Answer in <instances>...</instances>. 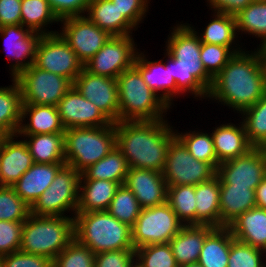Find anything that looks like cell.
Listing matches in <instances>:
<instances>
[{"label": "cell", "instance_id": "6da1fadb", "mask_svg": "<svg viewBox=\"0 0 266 267\" xmlns=\"http://www.w3.org/2000/svg\"><path fill=\"white\" fill-rule=\"evenodd\" d=\"M165 120L119 121L115 123L116 146L129 168L163 172L170 142L176 132Z\"/></svg>", "mask_w": 266, "mask_h": 267}, {"label": "cell", "instance_id": "7a4b0ae2", "mask_svg": "<svg viewBox=\"0 0 266 267\" xmlns=\"http://www.w3.org/2000/svg\"><path fill=\"white\" fill-rule=\"evenodd\" d=\"M242 51V52H241ZM266 94L265 80L258 51L235 53L213 78L208 97L224 102L242 112Z\"/></svg>", "mask_w": 266, "mask_h": 267}, {"label": "cell", "instance_id": "3957f363", "mask_svg": "<svg viewBox=\"0 0 266 267\" xmlns=\"http://www.w3.org/2000/svg\"><path fill=\"white\" fill-rule=\"evenodd\" d=\"M194 30L186 24L173 29L166 46L170 60L167 63L177 84V94L189 91L197 97L208 98L213 78L206 72L201 61L202 43Z\"/></svg>", "mask_w": 266, "mask_h": 267}, {"label": "cell", "instance_id": "277c9868", "mask_svg": "<svg viewBox=\"0 0 266 267\" xmlns=\"http://www.w3.org/2000/svg\"><path fill=\"white\" fill-rule=\"evenodd\" d=\"M73 218L75 239L94 254L134 249L131 227L108 211L77 212Z\"/></svg>", "mask_w": 266, "mask_h": 267}, {"label": "cell", "instance_id": "5b68a950", "mask_svg": "<svg viewBox=\"0 0 266 267\" xmlns=\"http://www.w3.org/2000/svg\"><path fill=\"white\" fill-rule=\"evenodd\" d=\"M74 238V218L30 214L23 224L20 251L54 260Z\"/></svg>", "mask_w": 266, "mask_h": 267}, {"label": "cell", "instance_id": "8992f818", "mask_svg": "<svg viewBox=\"0 0 266 267\" xmlns=\"http://www.w3.org/2000/svg\"><path fill=\"white\" fill-rule=\"evenodd\" d=\"M119 121L162 120L169 106L151 90L133 65L117 77Z\"/></svg>", "mask_w": 266, "mask_h": 267}, {"label": "cell", "instance_id": "52a82bcc", "mask_svg": "<svg viewBox=\"0 0 266 267\" xmlns=\"http://www.w3.org/2000/svg\"><path fill=\"white\" fill-rule=\"evenodd\" d=\"M65 163L82 173L116 146L115 123L65 129Z\"/></svg>", "mask_w": 266, "mask_h": 267}, {"label": "cell", "instance_id": "ba28073f", "mask_svg": "<svg viewBox=\"0 0 266 267\" xmlns=\"http://www.w3.org/2000/svg\"><path fill=\"white\" fill-rule=\"evenodd\" d=\"M81 173L64 165L56 174L49 188L30 207V214L37 216H63L72 209L77 213Z\"/></svg>", "mask_w": 266, "mask_h": 267}, {"label": "cell", "instance_id": "9c48e42d", "mask_svg": "<svg viewBox=\"0 0 266 267\" xmlns=\"http://www.w3.org/2000/svg\"><path fill=\"white\" fill-rule=\"evenodd\" d=\"M184 225L177 218L168 202L154 207L142 208L131 228L133 248L169 243Z\"/></svg>", "mask_w": 266, "mask_h": 267}, {"label": "cell", "instance_id": "30bf717a", "mask_svg": "<svg viewBox=\"0 0 266 267\" xmlns=\"http://www.w3.org/2000/svg\"><path fill=\"white\" fill-rule=\"evenodd\" d=\"M22 104L57 107L59 101L73 87V82L60 75L48 72L32 64L17 77Z\"/></svg>", "mask_w": 266, "mask_h": 267}, {"label": "cell", "instance_id": "8fae6325", "mask_svg": "<svg viewBox=\"0 0 266 267\" xmlns=\"http://www.w3.org/2000/svg\"><path fill=\"white\" fill-rule=\"evenodd\" d=\"M216 173L211 163L196 160L177 137L170 142L162 172L168 186L197 185L212 179Z\"/></svg>", "mask_w": 266, "mask_h": 267}, {"label": "cell", "instance_id": "7c38bea8", "mask_svg": "<svg viewBox=\"0 0 266 267\" xmlns=\"http://www.w3.org/2000/svg\"><path fill=\"white\" fill-rule=\"evenodd\" d=\"M34 65L70 79L72 82L84 69L75 51L59 33L42 35L36 47Z\"/></svg>", "mask_w": 266, "mask_h": 267}, {"label": "cell", "instance_id": "4fadbf2b", "mask_svg": "<svg viewBox=\"0 0 266 267\" xmlns=\"http://www.w3.org/2000/svg\"><path fill=\"white\" fill-rule=\"evenodd\" d=\"M132 35L111 36L104 46L84 65L91 74L117 77L134 65L136 49Z\"/></svg>", "mask_w": 266, "mask_h": 267}, {"label": "cell", "instance_id": "5bb4252c", "mask_svg": "<svg viewBox=\"0 0 266 267\" xmlns=\"http://www.w3.org/2000/svg\"><path fill=\"white\" fill-rule=\"evenodd\" d=\"M216 175L220 185L255 190L266 176V154L261 147H253L245 155L220 163Z\"/></svg>", "mask_w": 266, "mask_h": 267}, {"label": "cell", "instance_id": "9a60e30c", "mask_svg": "<svg viewBox=\"0 0 266 267\" xmlns=\"http://www.w3.org/2000/svg\"><path fill=\"white\" fill-rule=\"evenodd\" d=\"M63 32L60 35L75 51L85 65L110 39L111 35L92 23L85 15L60 20Z\"/></svg>", "mask_w": 266, "mask_h": 267}, {"label": "cell", "instance_id": "2e32d148", "mask_svg": "<svg viewBox=\"0 0 266 267\" xmlns=\"http://www.w3.org/2000/svg\"><path fill=\"white\" fill-rule=\"evenodd\" d=\"M73 86L112 123L119 122V96L115 78L91 74L84 68L74 80Z\"/></svg>", "mask_w": 266, "mask_h": 267}, {"label": "cell", "instance_id": "e0dca14e", "mask_svg": "<svg viewBox=\"0 0 266 267\" xmlns=\"http://www.w3.org/2000/svg\"><path fill=\"white\" fill-rule=\"evenodd\" d=\"M57 109L65 129L112 124L102 111L81 95L74 86L59 101Z\"/></svg>", "mask_w": 266, "mask_h": 267}, {"label": "cell", "instance_id": "ac0fdd59", "mask_svg": "<svg viewBox=\"0 0 266 267\" xmlns=\"http://www.w3.org/2000/svg\"><path fill=\"white\" fill-rule=\"evenodd\" d=\"M124 185L133 192L141 208L167 202L168 185L162 172L129 168Z\"/></svg>", "mask_w": 266, "mask_h": 267}, {"label": "cell", "instance_id": "d6986e66", "mask_svg": "<svg viewBox=\"0 0 266 267\" xmlns=\"http://www.w3.org/2000/svg\"><path fill=\"white\" fill-rule=\"evenodd\" d=\"M0 34L4 37L8 55L17 60L12 66V77H17L22 71L28 69L35 61L36 47L41 34L30 31L23 25H7L0 27ZM4 44V45H5ZM28 58L29 60H24ZM26 61V62H25ZM24 62V63H23Z\"/></svg>", "mask_w": 266, "mask_h": 267}, {"label": "cell", "instance_id": "ffe728a7", "mask_svg": "<svg viewBox=\"0 0 266 267\" xmlns=\"http://www.w3.org/2000/svg\"><path fill=\"white\" fill-rule=\"evenodd\" d=\"M12 136L0 137V180L3 186H13L34 164L24 141H15Z\"/></svg>", "mask_w": 266, "mask_h": 267}, {"label": "cell", "instance_id": "44dd1931", "mask_svg": "<svg viewBox=\"0 0 266 267\" xmlns=\"http://www.w3.org/2000/svg\"><path fill=\"white\" fill-rule=\"evenodd\" d=\"M64 165L66 163H34L11 187L31 207L49 188L56 174Z\"/></svg>", "mask_w": 266, "mask_h": 267}, {"label": "cell", "instance_id": "7402d4cb", "mask_svg": "<svg viewBox=\"0 0 266 267\" xmlns=\"http://www.w3.org/2000/svg\"><path fill=\"white\" fill-rule=\"evenodd\" d=\"M214 229L210 225H184L180 229L169 242L179 267L198 262L204 241Z\"/></svg>", "mask_w": 266, "mask_h": 267}, {"label": "cell", "instance_id": "603a6c76", "mask_svg": "<svg viewBox=\"0 0 266 267\" xmlns=\"http://www.w3.org/2000/svg\"><path fill=\"white\" fill-rule=\"evenodd\" d=\"M228 228L234 239L266 252V209L252 208L241 214Z\"/></svg>", "mask_w": 266, "mask_h": 267}, {"label": "cell", "instance_id": "cb8c5ba5", "mask_svg": "<svg viewBox=\"0 0 266 267\" xmlns=\"http://www.w3.org/2000/svg\"><path fill=\"white\" fill-rule=\"evenodd\" d=\"M119 187L120 184L117 182L90 180L81 173L79 181V192L81 193H79L77 212L107 211Z\"/></svg>", "mask_w": 266, "mask_h": 267}, {"label": "cell", "instance_id": "d4e9b609", "mask_svg": "<svg viewBox=\"0 0 266 267\" xmlns=\"http://www.w3.org/2000/svg\"><path fill=\"white\" fill-rule=\"evenodd\" d=\"M210 135L219 163L245 155L253 148L248 142L243 123L239 127L231 123L220 125Z\"/></svg>", "mask_w": 266, "mask_h": 267}, {"label": "cell", "instance_id": "484cf974", "mask_svg": "<svg viewBox=\"0 0 266 267\" xmlns=\"http://www.w3.org/2000/svg\"><path fill=\"white\" fill-rule=\"evenodd\" d=\"M143 56V57H142ZM144 55H136L134 66L140 71L147 86L155 93L164 90L161 99L170 107L174 94L177 93V84L170 73V66L160 61H147ZM172 98V99H171Z\"/></svg>", "mask_w": 266, "mask_h": 267}, {"label": "cell", "instance_id": "4316f807", "mask_svg": "<svg viewBox=\"0 0 266 267\" xmlns=\"http://www.w3.org/2000/svg\"><path fill=\"white\" fill-rule=\"evenodd\" d=\"M196 225L221 228L220 183L216 175L212 179L195 185Z\"/></svg>", "mask_w": 266, "mask_h": 267}, {"label": "cell", "instance_id": "83f0119b", "mask_svg": "<svg viewBox=\"0 0 266 267\" xmlns=\"http://www.w3.org/2000/svg\"><path fill=\"white\" fill-rule=\"evenodd\" d=\"M22 123L28 115L27 125H20L18 135H35L65 132L58 109L55 106L22 104Z\"/></svg>", "mask_w": 266, "mask_h": 267}, {"label": "cell", "instance_id": "f1b7e54d", "mask_svg": "<svg viewBox=\"0 0 266 267\" xmlns=\"http://www.w3.org/2000/svg\"><path fill=\"white\" fill-rule=\"evenodd\" d=\"M255 207L254 189L220 185V220L222 227H228L241 214Z\"/></svg>", "mask_w": 266, "mask_h": 267}, {"label": "cell", "instance_id": "f546056e", "mask_svg": "<svg viewBox=\"0 0 266 267\" xmlns=\"http://www.w3.org/2000/svg\"><path fill=\"white\" fill-rule=\"evenodd\" d=\"M87 12V18L111 36L130 35L135 28L111 0H91Z\"/></svg>", "mask_w": 266, "mask_h": 267}, {"label": "cell", "instance_id": "4dcf8cb0", "mask_svg": "<svg viewBox=\"0 0 266 267\" xmlns=\"http://www.w3.org/2000/svg\"><path fill=\"white\" fill-rule=\"evenodd\" d=\"M11 87L0 88V135H17L22 122V96L15 78Z\"/></svg>", "mask_w": 266, "mask_h": 267}, {"label": "cell", "instance_id": "1f68e13d", "mask_svg": "<svg viewBox=\"0 0 266 267\" xmlns=\"http://www.w3.org/2000/svg\"><path fill=\"white\" fill-rule=\"evenodd\" d=\"M23 136L34 163H65L64 132Z\"/></svg>", "mask_w": 266, "mask_h": 267}, {"label": "cell", "instance_id": "d6a6232c", "mask_svg": "<svg viewBox=\"0 0 266 267\" xmlns=\"http://www.w3.org/2000/svg\"><path fill=\"white\" fill-rule=\"evenodd\" d=\"M233 240L228 227L215 228L204 241L198 263L203 267H227Z\"/></svg>", "mask_w": 266, "mask_h": 267}, {"label": "cell", "instance_id": "836d02e7", "mask_svg": "<svg viewBox=\"0 0 266 267\" xmlns=\"http://www.w3.org/2000/svg\"><path fill=\"white\" fill-rule=\"evenodd\" d=\"M128 171L127 159L115 146L104 158L90 165L82 173L90 180H108L124 185Z\"/></svg>", "mask_w": 266, "mask_h": 267}, {"label": "cell", "instance_id": "e575fe53", "mask_svg": "<svg viewBox=\"0 0 266 267\" xmlns=\"http://www.w3.org/2000/svg\"><path fill=\"white\" fill-rule=\"evenodd\" d=\"M54 21L59 22L60 20L52 11L47 0H21V25L27 27L30 31L41 35L58 33L42 30L44 26Z\"/></svg>", "mask_w": 266, "mask_h": 267}, {"label": "cell", "instance_id": "d590c367", "mask_svg": "<svg viewBox=\"0 0 266 267\" xmlns=\"http://www.w3.org/2000/svg\"><path fill=\"white\" fill-rule=\"evenodd\" d=\"M167 202L182 223L196 225L195 185L168 186Z\"/></svg>", "mask_w": 266, "mask_h": 267}, {"label": "cell", "instance_id": "8d00e7d4", "mask_svg": "<svg viewBox=\"0 0 266 267\" xmlns=\"http://www.w3.org/2000/svg\"><path fill=\"white\" fill-rule=\"evenodd\" d=\"M236 29L260 37L266 45V0H253L235 15Z\"/></svg>", "mask_w": 266, "mask_h": 267}, {"label": "cell", "instance_id": "74e56055", "mask_svg": "<svg viewBox=\"0 0 266 267\" xmlns=\"http://www.w3.org/2000/svg\"><path fill=\"white\" fill-rule=\"evenodd\" d=\"M241 113L246 116L242 123L248 142L262 147L266 143V94Z\"/></svg>", "mask_w": 266, "mask_h": 267}, {"label": "cell", "instance_id": "f35d334b", "mask_svg": "<svg viewBox=\"0 0 266 267\" xmlns=\"http://www.w3.org/2000/svg\"><path fill=\"white\" fill-rule=\"evenodd\" d=\"M236 20L234 15L216 12L212 20L201 35V43L231 47L236 36Z\"/></svg>", "mask_w": 266, "mask_h": 267}, {"label": "cell", "instance_id": "ab89813d", "mask_svg": "<svg viewBox=\"0 0 266 267\" xmlns=\"http://www.w3.org/2000/svg\"><path fill=\"white\" fill-rule=\"evenodd\" d=\"M141 209L133 192L125 185H120L107 211L120 222L132 228Z\"/></svg>", "mask_w": 266, "mask_h": 267}, {"label": "cell", "instance_id": "60d3db41", "mask_svg": "<svg viewBox=\"0 0 266 267\" xmlns=\"http://www.w3.org/2000/svg\"><path fill=\"white\" fill-rule=\"evenodd\" d=\"M176 137L196 160L211 163L216 169L218 168L220 163L217 160L212 136L194 131L186 134L176 133Z\"/></svg>", "mask_w": 266, "mask_h": 267}, {"label": "cell", "instance_id": "b9f144b4", "mask_svg": "<svg viewBox=\"0 0 266 267\" xmlns=\"http://www.w3.org/2000/svg\"><path fill=\"white\" fill-rule=\"evenodd\" d=\"M135 258V267H179L169 243L139 247L135 249Z\"/></svg>", "mask_w": 266, "mask_h": 267}, {"label": "cell", "instance_id": "7bdbcfd3", "mask_svg": "<svg viewBox=\"0 0 266 267\" xmlns=\"http://www.w3.org/2000/svg\"><path fill=\"white\" fill-rule=\"evenodd\" d=\"M30 215V206L10 186L0 187V220L24 222Z\"/></svg>", "mask_w": 266, "mask_h": 267}, {"label": "cell", "instance_id": "ee69618b", "mask_svg": "<svg viewBox=\"0 0 266 267\" xmlns=\"http://www.w3.org/2000/svg\"><path fill=\"white\" fill-rule=\"evenodd\" d=\"M95 254L74 240L53 260V267H94Z\"/></svg>", "mask_w": 266, "mask_h": 267}, {"label": "cell", "instance_id": "f6af8a7d", "mask_svg": "<svg viewBox=\"0 0 266 267\" xmlns=\"http://www.w3.org/2000/svg\"><path fill=\"white\" fill-rule=\"evenodd\" d=\"M238 52H240L238 49L232 51L231 48L222 45L202 43L200 58L206 72L215 78L230 58Z\"/></svg>", "mask_w": 266, "mask_h": 267}, {"label": "cell", "instance_id": "bcb514c9", "mask_svg": "<svg viewBox=\"0 0 266 267\" xmlns=\"http://www.w3.org/2000/svg\"><path fill=\"white\" fill-rule=\"evenodd\" d=\"M263 253L265 251L234 239L231 242L227 267H266L261 261Z\"/></svg>", "mask_w": 266, "mask_h": 267}, {"label": "cell", "instance_id": "7dc6e473", "mask_svg": "<svg viewBox=\"0 0 266 267\" xmlns=\"http://www.w3.org/2000/svg\"><path fill=\"white\" fill-rule=\"evenodd\" d=\"M23 224L0 220V257L20 250Z\"/></svg>", "mask_w": 266, "mask_h": 267}, {"label": "cell", "instance_id": "c3c4849f", "mask_svg": "<svg viewBox=\"0 0 266 267\" xmlns=\"http://www.w3.org/2000/svg\"><path fill=\"white\" fill-rule=\"evenodd\" d=\"M135 249L104 251L95 254L94 267H135Z\"/></svg>", "mask_w": 266, "mask_h": 267}, {"label": "cell", "instance_id": "681fc988", "mask_svg": "<svg viewBox=\"0 0 266 267\" xmlns=\"http://www.w3.org/2000/svg\"><path fill=\"white\" fill-rule=\"evenodd\" d=\"M1 262L2 267H53V260L50 258L20 250L2 256Z\"/></svg>", "mask_w": 266, "mask_h": 267}, {"label": "cell", "instance_id": "f907efd6", "mask_svg": "<svg viewBox=\"0 0 266 267\" xmlns=\"http://www.w3.org/2000/svg\"><path fill=\"white\" fill-rule=\"evenodd\" d=\"M58 17L62 20L67 17L82 16L87 12L91 0H47Z\"/></svg>", "mask_w": 266, "mask_h": 267}, {"label": "cell", "instance_id": "816d5d0a", "mask_svg": "<svg viewBox=\"0 0 266 267\" xmlns=\"http://www.w3.org/2000/svg\"><path fill=\"white\" fill-rule=\"evenodd\" d=\"M119 12L134 26L139 25L147 12L148 0H111Z\"/></svg>", "mask_w": 266, "mask_h": 267}, {"label": "cell", "instance_id": "f5cc1de1", "mask_svg": "<svg viewBox=\"0 0 266 267\" xmlns=\"http://www.w3.org/2000/svg\"><path fill=\"white\" fill-rule=\"evenodd\" d=\"M21 25V0H0V27Z\"/></svg>", "mask_w": 266, "mask_h": 267}, {"label": "cell", "instance_id": "db71d44e", "mask_svg": "<svg viewBox=\"0 0 266 267\" xmlns=\"http://www.w3.org/2000/svg\"><path fill=\"white\" fill-rule=\"evenodd\" d=\"M215 13L236 15L245 9L253 0H208Z\"/></svg>", "mask_w": 266, "mask_h": 267}, {"label": "cell", "instance_id": "11a10c76", "mask_svg": "<svg viewBox=\"0 0 266 267\" xmlns=\"http://www.w3.org/2000/svg\"><path fill=\"white\" fill-rule=\"evenodd\" d=\"M256 207L266 209V176L255 189Z\"/></svg>", "mask_w": 266, "mask_h": 267}, {"label": "cell", "instance_id": "9f6ffc18", "mask_svg": "<svg viewBox=\"0 0 266 267\" xmlns=\"http://www.w3.org/2000/svg\"><path fill=\"white\" fill-rule=\"evenodd\" d=\"M261 47V48H260ZM257 51L261 60V65L264 73L265 87H266V45H261Z\"/></svg>", "mask_w": 266, "mask_h": 267}, {"label": "cell", "instance_id": "6f0895ef", "mask_svg": "<svg viewBox=\"0 0 266 267\" xmlns=\"http://www.w3.org/2000/svg\"><path fill=\"white\" fill-rule=\"evenodd\" d=\"M181 267H203V266L197 262V263H191V264H188V265H184V266H181Z\"/></svg>", "mask_w": 266, "mask_h": 267}, {"label": "cell", "instance_id": "680465c9", "mask_svg": "<svg viewBox=\"0 0 266 267\" xmlns=\"http://www.w3.org/2000/svg\"><path fill=\"white\" fill-rule=\"evenodd\" d=\"M262 148V150L265 152V154H266V143L261 147Z\"/></svg>", "mask_w": 266, "mask_h": 267}]
</instances>
